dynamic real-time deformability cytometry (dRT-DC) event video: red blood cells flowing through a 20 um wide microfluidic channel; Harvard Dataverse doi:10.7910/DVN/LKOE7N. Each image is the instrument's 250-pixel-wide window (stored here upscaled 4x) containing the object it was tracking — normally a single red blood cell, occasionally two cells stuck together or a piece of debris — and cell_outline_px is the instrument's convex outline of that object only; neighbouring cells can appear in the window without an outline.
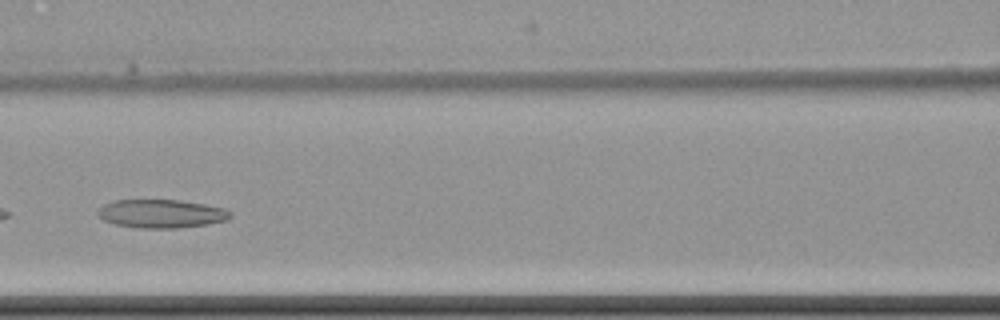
{"species": "common noctule bat (a hibernating species)", "species_latin": "Nyctalus noctula", "temperature_condition": "cold", "stored_images_in_passage": 7, "camera_frame_rate_fps": 3000, "um_per_image_px": 0.085, "animal": {"sex": "female", "body_mass_g": 22.7, "forearm_length_mm": 54.2}, "frame": {"image": 1, "passage_image": 6, "time_ms": 7.0, "image_size_px": [1000, 320], "cell_outline_px": [[232, 216], [224, 220], [208, 224], [176, 228], [140, 228], [116, 224], [104, 220], [96, 212], [104, 204], [116, 200], [180, 200], [204, 204], [224, 208], [232, 212]], "centroid_in_image_um": [13.72, 18.16], "position_along_channel_um": 152.9, "area_um2": 21.79}}
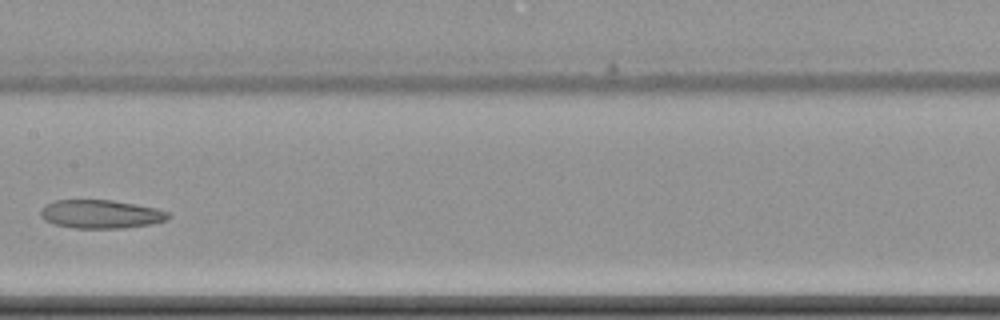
{"frame": {"image": 2, "passage_image": 7, "time_ms": 8.333, "image_size_px": [1000, 320], "cell_outline_px": [[172, 216], [164, 220], [148, 224], [124, 228], [76, 228], [56, 224], [44, 220], [40, 216], [40, 208], [44, 204], [56, 200], [112, 200], [156, 208], [168, 212]], "centroid_in_image_um": [8.52, 18.19], "position_along_channel_um": 198.9, "area_um2": 21.1}}